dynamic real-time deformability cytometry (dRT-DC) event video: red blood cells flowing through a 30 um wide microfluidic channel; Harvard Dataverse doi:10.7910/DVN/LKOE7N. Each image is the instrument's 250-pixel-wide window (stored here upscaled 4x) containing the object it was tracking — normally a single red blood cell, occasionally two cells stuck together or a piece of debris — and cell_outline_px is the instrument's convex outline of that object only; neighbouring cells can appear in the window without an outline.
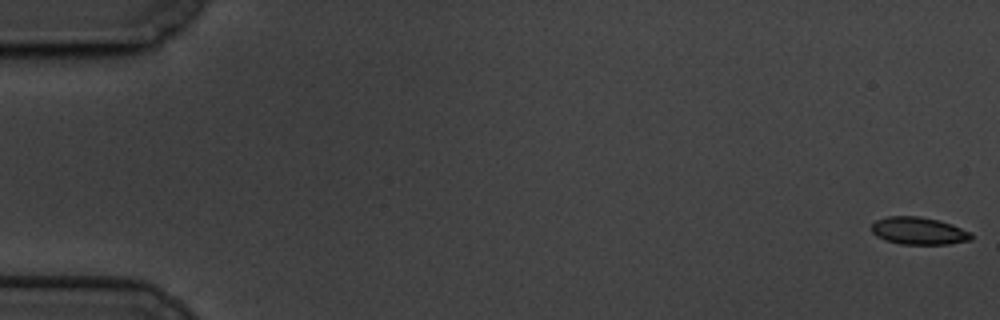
{"species": "common noctule bat (a hibernating species)", "species_latin": "Nyctalus noctula", "temperature_condition": "cold", "stored_images_in_passage": 62, "camera_frame_rate_fps": 3000, "um_per_image_px": 0.085, "animal": {"sex": "male", "body_mass_g": 19.5, "forearm_length_mm": 54.6}, "frame": {"image": 1, "passage_image": 1, "time_ms": 0.0, "image_size_px": [1000, 320], "cell_outline_px": [[972, 240], [948, 244], [900, 244], [884, 240], [876, 236], [872, 232], [872, 224], [876, 220], [888, 216], [920, 216], [940, 220], [952, 224], [972, 232]], "centroid_in_image_um": [78.11, 19.62], "position_along_channel_um": 6.9, "area_um2": 16.13}}
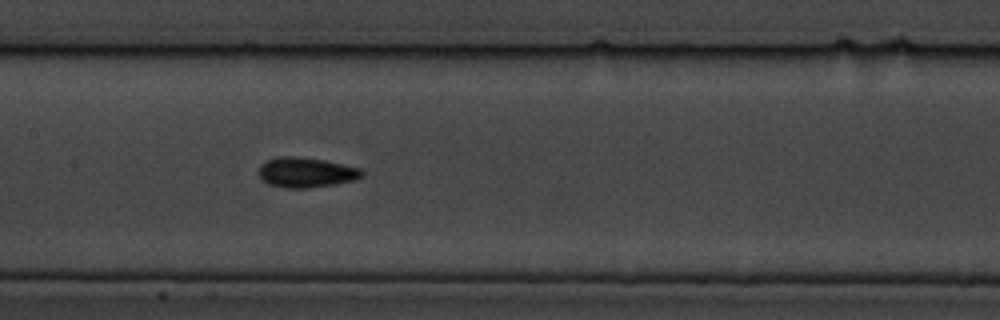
{"frame": {"image": 2, "passage_image": 30, "time_ms": 9.667, "image_size_px": [1000, 320], "cell_outline_px": [[364, 176], [356, 180], [332, 184], [304, 188], [284, 188], [268, 184], [260, 180], [260, 164], [276, 156], [292, 156], [324, 160], [360, 168], [364, 172]], "centroid_in_image_um": [26.01, 14.65], "position_along_channel_um": 181.4, "area_um2": 18.03}}
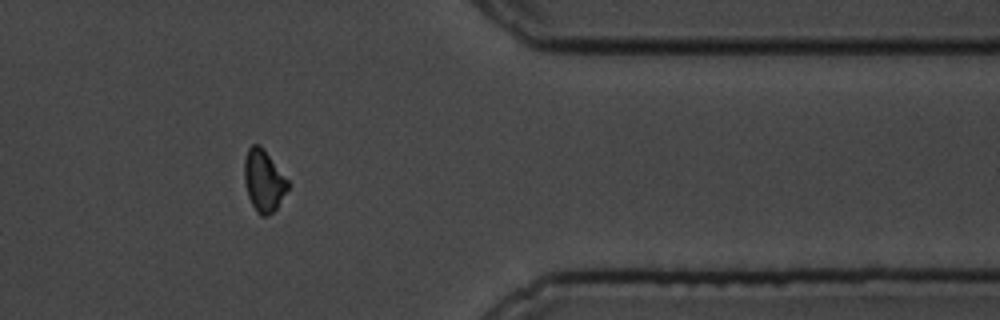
{"frame": {"image": 3, "passage_image": 50, "time_ms": 16.333, "image_size_px": [1000, 320], "cell_outline_px": [[292, 184], [276, 208], [268, 216], [260, 216], [256, 212], [248, 196], [244, 180], [244, 160], [248, 148], [252, 144], [260, 144]], "centroid_in_image_um": [22.43, 15.36], "position_along_channel_um": 389.0, "area_um2": 15.9}, "authors_computed_cell_mechanics": {"area_um2": 16.2418, "velocity_mm_per_s": 3.3588, "shape_relaxation_time_tau1_ms": 3.282, "shape_relaxation_time_tau2_ms": null, "deformation_change_tau1": 0.0958, "deformation_change_tau2": null}}